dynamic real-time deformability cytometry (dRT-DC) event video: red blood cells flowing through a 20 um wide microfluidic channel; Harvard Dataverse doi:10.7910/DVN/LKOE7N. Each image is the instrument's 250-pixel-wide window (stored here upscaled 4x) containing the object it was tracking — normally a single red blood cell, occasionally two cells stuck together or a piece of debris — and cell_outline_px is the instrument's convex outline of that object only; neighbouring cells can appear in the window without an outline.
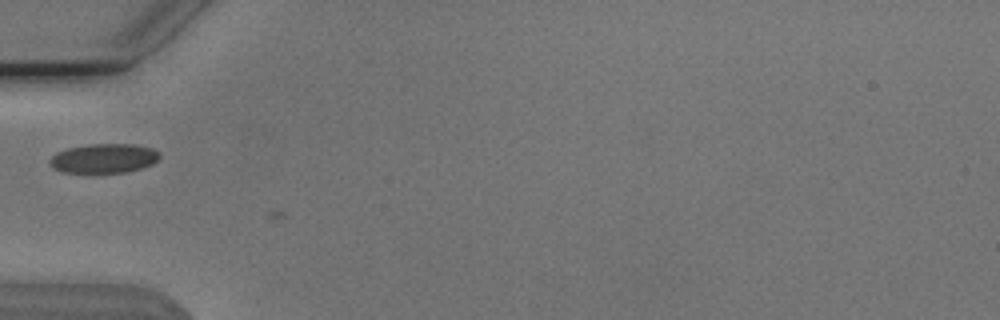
{"species": "Egyptian fruit bat (a non-hibernating species)", "species_latin": "Rousettus aegyptiacus", "temperature_condition": "cold", "stored_images_in_passage": 4, "camera_frame_rate_fps": 3000, "um_per_image_px": 0.085, "animal": {"sex": "male"}, "frame": {"image": 1, "passage_image": 2, "time_ms": 0.333, "image_size_px": [1000, 320], "cell_outline_px": [[160, 156], [152, 164], [140, 168], [124, 172], [64, 172], [48, 164], [48, 160], [56, 152], [68, 148], [88, 144], [132, 144], [152, 148], [160, 152]], "centroid_in_image_um": [8.82, 13.44], "position_along_channel_um": 76.2, "area_um2": 18.61}}